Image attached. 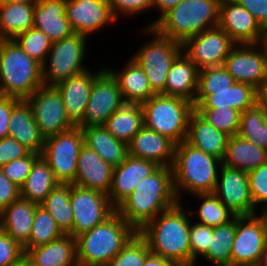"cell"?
Instances as JSON below:
<instances>
[{
	"mask_svg": "<svg viewBox=\"0 0 267 266\" xmlns=\"http://www.w3.org/2000/svg\"><path fill=\"white\" fill-rule=\"evenodd\" d=\"M124 66L119 71L105 65V68L118 81L124 102H138L142 104L156 94L150 87L144 70L135 60L130 57Z\"/></svg>",
	"mask_w": 267,
	"mask_h": 266,
	"instance_id": "obj_31",
	"label": "cell"
},
{
	"mask_svg": "<svg viewBox=\"0 0 267 266\" xmlns=\"http://www.w3.org/2000/svg\"><path fill=\"white\" fill-rule=\"evenodd\" d=\"M222 161L183 141L175 145L173 179L179 202L182 197L199 193H214ZM181 199V200H180Z\"/></svg>",
	"mask_w": 267,
	"mask_h": 266,
	"instance_id": "obj_3",
	"label": "cell"
},
{
	"mask_svg": "<svg viewBox=\"0 0 267 266\" xmlns=\"http://www.w3.org/2000/svg\"><path fill=\"white\" fill-rule=\"evenodd\" d=\"M6 1H8V0H0V4H1V3H4V2H6Z\"/></svg>",
	"mask_w": 267,
	"mask_h": 266,
	"instance_id": "obj_64",
	"label": "cell"
},
{
	"mask_svg": "<svg viewBox=\"0 0 267 266\" xmlns=\"http://www.w3.org/2000/svg\"><path fill=\"white\" fill-rule=\"evenodd\" d=\"M223 66L236 82L257 90L267 72V59L259 44H236Z\"/></svg>",
	"mask_w": 267,
	"mask_h": 266,
	"instance_id": "obj_17",
	"label": "cell"
},
{
	"mask_svg": "<svg viewBox=\"0 0 267 266\" xmlns=\"http://www.w3.org/2000/svg\"><path fill=\"white\" fill-rule=\"evenodd\" d=\"M143 266H176V265L172 261L150 252L146 256Z\"/></svg>",
	"mask_w": 267,
	"mask_h": 266,
	"instance_id": "obj_56",
	"label": "cell"
},
{
	"mask_svg": "<svg viewBox=\"0 0 267 266\" xmlns=\"http://www.w3.org/2000/svg\"><path fill=\"white\" fill-rule=\"evenodd\" d=\"M218 26L235 44H259L263 28L236 0H221Z\"/></svg>",
	"mask_w": 267,
	"mask_h": 266,
	"instance_id": "obj_19",
	"label": "cell"
},
{
	"mask_svg": "<svg viewBox=\"0 0 267 266\" xmlns=\"http://www.w3.org/2000/svg\"><path fill=\"white\" fill-rule=\"evenodd\" d=\"M20 197V187L10 181L0 168V211Z\"/></svg>",
	"mask_w": 267,
	"mask_h": 266,
	"instance_id": "obj_52",
	"label": "cell"
},
{
	"mask_svg": "<svg viewBox=\"0 0 267 266\" xmlns=\"http://www.w3.org/2000/svg\"><path fill=\"white\" fill-rule=\"evenodd\" d=\"M39 205L19 198L1 211V230L22 247L28 242Z\"/></svg>",
	"mask_w": 267,
	"mask_h": 266,
	"instance_id": "obj_29",
	"label": "cell"
},
{
	"mask_svg": "<svg viewBox=\"0 0 267 266\" xmlns=\"http://www.w3.org/2000/svg\"><path fill=\"white\" fill-rule=\"evenodd\" d=\"M87 71L71 76L56 85L63 99L66 114L77 125L84 117L94 80L105 70Z\"/></svg>",
	"mask_w": 267,
	"mask_h": 266,
	"instance_id": "obj_22",
	"label": "cell"
},
{
	"mask_svg": "<svg viewBox=\"0 0 267 266\" xmlns=\"http://www.w3.org/2000/svg\"><path fill=\"white\" fill-rule=\"evenodd\" d=\"M182 0H152V9L157 8L160 14V17L158 19L156 18L155 21H150V23L147 24L146 27H153L154 24L170 9L174 8L176 5H178Z\"/></svg>",
	"mask_w": 267,
	"mask_h": 266,
	"instance_id": "obj_55",
	"label": "cell"
},
{
	"mask_svg": "<svg viewBox=\"0 0 267 266\" xmlns=\"http://www.w3.org/2000/svg\"><path fill=\"white\" fill-rule=\"evenodd\" d=\"M113 169L111 164L84 144L77 159L76 178L73 184L108 195Z\"/></svg>",
	"mask_w": 267,
	"mask_h": 266,
	"instance_id": "obj_21",
	"label": "cell"
},
{
	"mask_svg": "<svg viewBox=\"0 0 267 266\" xmlns=\"http://www.w3.org/2000/svg\"><path fill=\"white\" fill-rule=\"evenodd\" d=\"M40 206L50 213L63 234L71 235L74 217L70 204V184L59 183Z\"/></svg>",
	"mask_w": 267,
	"mask_h": 266,
	"instance_id": "obj_38",
	"label": "cell"
},
{
	"mask_svg": "<svg viewBox=\"0 0 267 266\" xmlns=\"http://www.w3.org/2000/svg\"><path fill=\"white\" fill-rule=\"evenodd\" d=\"M182 202L161 212L139 233L146 239L150 252L172 261L176 266H191L190 210ZM191 217V218H190Z\"/></svg>",
	"mask_w": 267,
	"mask_h": 266,
	"instance_id": "obj_2",
	"label": "cell"
},
{
	"mask_svg": "<svg viewBox=\"0 0 267 266\" xmlns=\"http://www.w3.org/2000/svg\"><path fill=\"white\" fill-rule=\"evenodd\" d=\"M70 204L73 212L71 236L91 230L116 212L107 194L70 184Z\"/></svg>",
	"mask_w": 267,
	"mask_h": 266,
	"instance_id": "obj_11",
	"label": "cell"
},
{
	"mask_svg": "<svg viewBox=\"0 0 267 266\" xmlns=\"http://www.w3.org/2000/svg\"><path fill=\"white\" fill-rule=\"evenodd\" d=\"M141 32L151 35L153 39L141 45L131 58L144 70L152 90L165 95L168 71L182 52V43L162 36L152 27L144 26Z\"/></svg>",
	"mask_w": 267,
	"mask_h": 266,
	"instance_id": "obj_8",
	"label": "cell"
},
{
	"mask_svg": "<svg viewBox=\"0 0 267 266\" xmlns=\"http://www.w3.org/2000/svg\"><path fill=\"white\" fill-rule=\"evenodd\" d=\"M237 135L267 150V108L256 103L242 112Z\"/></svg>",
	"mask_w": 267,
	"mask_h": 266,
	"instance_id": "obj_39",
	"label": "cell"
},
{
	"mask_svg": "<svg viewBox=\"0 0 267 266\" xmlns=\"http://www.w3.org/2000/svg\"><path fill=\"white\" fill-rule=\"evenodd\" d=\"M19 101L14 97L0 96V139L9 136V120L14 106Z\"/></svg>",
	"mask_w": 267,
	"mask_h": 266,
	"instance_id": "obj_53",
	"label": "cell"
},
{
	"mask_svg": "<svg viewBox=\"0 0 267 266\" xmlns=\"http://www.w3.org/2000/svg\"><path fill=\"white\" fill-rule=\"evenodd\" d=\"M150 253L146 239L136 232L122 250L105 266H143Z\"/></svg>",
	"mask_w": 267,
	"mask_h": 266,
	"instance_id": "obj_43",
	"label": "cell"
},
{
	"mask_svg": "<svg viewBox=\"0 0 267 266\" xmlns=\"http://www.w3.org/2000/svg\"><path fill=\"white\" fill-rule=\"evenodd\" d=\"M172 167L160 166L117 207L116 212L137 232L158 214L177 205Z\"/></svg>",
	"mask_w": 267,
	"mask_h": 266,
	"instance_id": "obj_1",
	"label": "cell"
},
{
	"mask_svg": "<svg viewBox=\"0 0 267 266\" xmlns=\"http://www.w3.org/2000/svg\"><path fill=\"white\" fill-rule=\"evenodd\" d=\"M9 136L15 138L31 152L42 154L45 139L35 122L32 109L26 100L13 108L9 120Z\"/></svg>",
	"mask_w": 267,
	"mask_h": 266,
	"instance_id": "obj_28",
	"label": "cell"
},
{
	"mask_svg": "<svg viewBox=\"0 0 267 266\" xmlns=\"http://www.w3.org/2000/svg\"><path fill=\"white\" fill-rule=\"evenodd\" d=\"M65 13L72 30L87 37L118 21L107 0H66Z\"/></svg>",
	"mask_w": 267,
	"mask_h": 266,
	"instance_id": "obj_18",
	"label": "cell"
},
{
	"mask_svg": "<svg viewBox=\"0 0 267 266\" xmlns=\"http://www.w3.org/2000/svg\"><path fill=\"white\" fill-rule=\"evenodd\" d=\"M84 144L93 149L113 167L122 164L128 155V145L115 138L104 125L81 128Z\"/></svg>",
	"mask_w": 267,
	"mask_h": 266,
	"instance_id": "obj_33",
	"label": "cell"
},
{
	"mask_svg": "<svg viewBox=\"0 0 267 266\" xmlns=\"http://www.w3.org/2000/svg\"><path fill=\"white\" fill-rule=\"evenodd\" d=\"M41 156L31 152L29 155L8 162L1 167L3 174L18 187H21L30 174L34 162Z\"/></svg>",
	"mask_w": 267,
	"mask_h": 266,
	"instance_id": "obj_47",
	"label": "cell"
},
{
	"mask_svg": "<svg viewBox=\"0 0 267 266\" xmlns=\"http://www.w3.org/2000/svg\"><path fill=\"white\" fill-rule=\"evenodd\" d=\"M141 106L144 126L168 137L175 144L186 140L194 103L181 97L155 94Z\"/></svg>",
	"mask_w": 267,
	"mask_h": 266,
	"instance_id": "obj_7",
	"label": "cell"
},
{
	"mask_svg": "<svg viewBox=\"0 0 267 266\" xmlns=\"http://www.w3.org/2000/svg\"><path fill=\"white\" fill-rule=\"evenodd\" d=\"M25 255L34 266H78L76 239L69 234L28 249Z\"/></svg>",
	"mask_w": 267,
	"mask_h": 266,
	"instance_id": "obj_30",
	"label": "cell"
},
{
	"mask_svg": "<svg viewBox=\"0 0 267 266\" xmlns=\"http://www.w3.org/2000/svg\"><path fill=\"white\" fill-rule=\"evenodd\" d=\"M26 101L44 139L76 126L67 116L62 96L56 86L42 85Z\"/></svg>",
	"mask_w": 267,
	"mask_h": 266,
	"instance_id": "obj_12",
	"label": "cell"
},
{
	"mask_svg": "<svg viewBox=\"0 0 267 266\" xmlns=\"http://www.w3.org/2000/svg\"><path fill=\"white\" fill-rule=\"evenodd\" d=\"M160 166L150 160L132 157L129 154L124 162L113 169L108 197L117 207L143 179L153 174Z\"/></svg>",
	"mask_w": 267,
	"mask_h": 266,
	"instance_id": "obj_20",
	"label": "cell"
},
{
	"mask_svg": "<svg viewBox=\"0 0 267 266\" xmlns=\"http://www.w3.org/2000/svg\"><path fill=\"white\" fill-rule=\"evenodd\" d=\"M124 103L118 81L105 69L91 87L83 119L78 127L104 125L107 119Z\"/></svg>",
	"mask_w": 267,
	"mask_h": 266,
	"instance_id": "obj_14",
	"label": "cell"
},
{
	"mask_svg": "<svg viewBox=\"0 0 267 266\" xmlns=\"http://www.w3.org/2000/svg\"><path fill=\"white\" fill-rule=\"evenodd\" d=\"M259 45L262 47L267 59V26L263 28Z\"/></svg>",
	"mask_w": 267,
	"mask_h": 266,
	"instance_id": "obj_58",
	"label": "cell"
},
{
	"mask_svg": "<svg viewBox=\"0 0 267 266\" xmlns=\"http://www.w3.org/2000/svg\"><path fill=\"white\" fill-rule=\"evenodd\" d=\"M13 266H34V264L24 254Z\"/></svg>",
	"mask_w": 267,
	"mask_h": 266,
	"instance_id": "obj_59",
	"label": "cell"
},
{
	"mask_svg": "<svg viewBox=\"0 0 267 266\" xmlns=\"http://www.w3.org/2000/svg\"><path fill=\"white\" fill-rule=\"evenodd\" d=\"M214 194L236 216L257 214L249 184L248 173L223 164L218 172Z\"/></svg>",
	"mask_w": 267,
	"mask_h": 266,
	"instance_id": "obj_15",
	"label": "cell"
},
{
	"mask_svg": "<svg viewBox=\"0 0 267 266\" xmlns=\"http://www.w3.org/2000/svg\"><path fill=\"white\" fill-rule=\"evenodd\" d=\"M260 211H259L258 215L263 220V223L265 226L266 238H267V207L261 209Z\"/></svg>",
	"mask_w": 267,
	"mask_h": 266,
	"instance_id": "obj_60",
	"label": "cell"
},
{
	"mask_svg": "<svg viewBox=\"0 0 267 266\" xmlns=\"http://www.w3.org/2000/svg\"><path fill=\"white\" fill-rule=\"evenodd\" d=\"M257 103L267 108V72L257 89Z\"/></svg>",
	"mask_w": 267,
	"mask_h": 266,
	"instance_id": "obj_57",
	"label": "cell"
},
{
	"mask_svg": "<svg viewBox=\"0 0 267 266\" xmlns=\"http://www.w3.org/2000/svg\"><path fill=\"white\" fill-rule=\"evenodd\" d=\"M87 36L73 33L71 36L53 42L45 62L42 64L43 83L56 86L71 76L88 70L84 66L88 48ZM49 60V61H48Z\"/></svg>",
	"mask_w": 267,
	"mask_h": 266,
	"instance_id": "obj_9",
	"label": "cell"
},
{
	"mask_svg": "<svg viewBox=\"0 0 267 266\" xmlns=\"http://www.w3.org/2000/svg\"><path fill=\"white\" fill-rule=\"evenodd\" d=\"M239 266H258V264H248V265H239Z\"/></svg>",
	"mask_w": 267,
	"mask_h": 266,
	"instance_id": "obj_63",
	"label": "cell"
},
{
	"mask_svg": "<svg viewBox=\"0 0 267 266\" xmlns=\"http://www.w3.org/2000/svg\"><path fill=\"white\" fill-rule=\"evenodd\" d=\"M58 184L48 162L41 155L20 187V195L21 198L40 205Z\"/></svg>",
	"mask_w": 267,
	"mask_h": 266,
	"instance_id": "obj_36",
	"label": "cell"
},
{
	"mask_svg": "<svg viewBox=\"0 0 267 266\" xmlns=\"http://www.w3.org/2000/svg\"><path fill=\"white\" fill-rule=\"evenodd\" d=\"M221 0H182L152 28L183 43L187 38L218 26Z\"/></svg>",
	"mask_w": 267,
	"mask_h": 266,
	"instance_id": "obj_6",
	"label": "cell"
},
{
	"mask_svg": "<svg viewBox=\"0 0 267 266\" xmlns=\"http://www.w3.org/2000/svg\"><path fill=\"white\" fill-rule=\"evenodd\" d=\"M117 20L119 16L134 17L152 8V0H107ZM134 15V16H133Z\"/></svg>",
	"mask_w": 267,
	"mask_h": 266,
	"instance_id": "obj_49",
	"label": "cell"
},
{
	"mask_svg": "<svg viewBox=\"0 0 267 266\" xmlns=\"http://www.w3.org/2000/svg\"><path fill=\"white\" fill-rule=\"evenodd\" d=\"M228 139V135L210 125L195 110L192 112L185 140L189 145L222 161Z\"/></svg>",
	"mask_w": 267,
	"mask_h": 266,
	"instance_id": "obj_27",
	"label": "cell"
},
{
	"mask_svg": "<svg viewBox=\"0 0 267 266\" xmlns=\"http://www.w3.org/2000/svg\"><path fill=\"white\" fill-rule=\"evenodd\" d=\"M194 197L202 201L197 210H193L194 213L189 208L192 219L197 218V223L216 227L228 223L236 216L214 193H199L194 194ZM195 212L198 217L194 215Z\"/></svg>",
	"mask_w": 267,
	"mask_h": 266,
	"instance_id": "obj_40",
	"label": "cell"
},
{
	"mask_svg": "<svg viewBox=\"0 0 267 266\" xmlns=\"http://www.w3.org/2000/svg\"><path fill=\"white\" fill-rule=\"evenodd\" d=\"M0 230H1V211H0Z\"/></svg>",
	"mask_w": 267,
	"mask_h": 266,
	"instance_id": "obj_65",
	"label": "cell"
},
{
	"mask_svg": "<svg viewBox=\"0 0 267 266\" xmlns=\"http://www.w3.org/2000/svg\"><path fill=\"white\" fill-rule=\"evenodd\" d=\"M64 235L58 228L54 218L42 206L35 211L33 226L28 242L23 246L24 253L41 245H45Z\"/></svg>",
	"mask_w": 267,
	"mask_h": 266,
	"instance_id": "obj_41",
	"label": "cell"
},
{
	"mask_svg": "<svg viewBox=\"0 0 267 266\" xmlns=\"http://www.w3.org/2000/svg\"><path fill=\"white\" fill-rule=\"evenodd\" d=\"M175 145L168 137L143 126L128 144V154L159 166L172 167Z\"/></svg>",
	"mask_w": 267,
	"mask_h": 266,
	"instance_id": "obj_23",
	"label": "cell"
},
{
	"mask_svg": "<svg viewBox=\"0 0 267 266\" xmlns=\"http://www.w3.org/2000/svg\"><path fill=\"white\" fill-rule=\"evenodd\" d=\"M14 40L30 57L41 64L45 62L53 43L45 33L35 27L20 33Z\"/></svg>",
	"mask_w": 267,
	"mask_h": 266,
	"instance_id": "obj_44",
	"label": "cell"
},
{
	"mask_svg": "<svg viewBox=\"0 0 267 266\" xmlns=\"http://www.w3.org/2000/svg\"><path fill=\"white\" fill-rule=\"evenodd\" d=\"M211 237H213V227L197 223L191 220L190 225V251L191 266H198V259L208 250Z\"/></svg>",
	"mask_w": 267,
	"mask_h": 266,
	"instance_id": "obj_46",
	"label": "cell"
},
{
	"mask_svg": "<svg viewBox=\"0 0 267 266\" xmlns=\"http://www.w3.org/2000/svg\"><path fill=\"white\" fill-rule=\"evenodd\" d=\"M266 244L265 226L259 215L237 216L231 266L258 264Z\"/></svg>",
	"mask_w": 267,
	"mask_h": 266,
	"instance_id": "obj_16",
	"label": "cell"
},
{
	"mask_svg": "<svg viewBox=\"0 0 267 266\" xmlns=\"http://www.w3.org/2000/svg\"><path fill=\"white\" fill-rule=\"evenodd\" d=\"M258 266H267V244L261 253L260 260L258 262Z\"/></svg>",
	"mask_w": 267,
	"mask_h": 266,
	"instance_id": "obj_61",
	"label": "cell"
},
{
	"mask_svg": "<svg viewBox=\"0 0 267 266\" xmlns=\"http://www.w3.org/2000/svg\"><path fill=\"white\" fill-rule=\"evenodd\" d=\"M143 126V110L138 102H124L104 124L115 138L127 145Z\"/></svg>",
	"mask_w": 267,
	"mask_h": 266,
	"instance_id": "obj_34",
	"label": "cell"
},
{
	"mask_svg": "<svg viewBox=\"0 0 267 266\" xmlns=\"http://www.w3.org/2000/svg\"><path fill=\"white\" fill-rule=\"evenodd\" d=\"M247 9L264 28L267 26V0H236Z\"/></svg>",
	"mask_w": 267,
	"mask_h": 266,
	"instance_id": "obj_54",
	"label": "cell"
},
{
	"mask_svg": "<svg viewBox=\"0 0 267 266\" xmlns=\"http://www.w3.org/2000/svg\"><path fill=\"white\" fill-rule=\"evenodd\" d=\"M195 111L210 125L229 137L237 135L241 113L228 108H195Z\"/></svg>",
	"mask_w": 267,
	"mask_h": 266,
	"instance_id": "obj_42",
	"label": "cell"
},
{
	"mask_svg": "<svg viewBox=\"0 0 267 266\" xmlns=\"http://www.w3.org/2000/svg\"><path fill=\"white\" fill-rule=\"evenodd\" d=\"M235 82L223 65L199 69L198 90L228 89Z\"/></svg>",
	"mask_w": 267,
	"mask_h": 266,
	"instance_id": "obj_45",
	"label": "cell"
},
{
	"mask_svg": "<svg viewBox=\"0 0 267 266\" xmlns=\"http://www.w3.org/2000/svg\"><path fill=\"white\" fill-rule=\"evenodd\" d=\"M199 68L182 51L173 61L167 75L165 95L184 98L195 104Z\"/></svg>",
	"mask_w": 267,
	"mask_h": 266,
	"instance_id": "obj_26",
	"label": "cell"
},
{
	"mask_svg": "<svg viewBox=\"0 0 267 266\" xmlns=\"http://www.w3.org/2000/svg\"><path fill=\"white\" fill-rule=\"evenodd\" d=\"M24 254L23 247L0 230V266H13Z\"/></svg>",
	"mask_w": 267,
	"mask_h": 266,
	"instance_id": "obj_50",
	"label": "cell"
},
{
	"mask_svg": "<svg viewBox=\"0 0 267 266\" xmlns=\"http://www.w3.org/2000/svg\"><path fill=\"white\" fill-rule=\"evenodd\" d=\"M66 0H39L35 4L33 27L45 33L52 42L75 33L66 16Z\"/></svg>",
	"mask_w": 267,
	"mask_h": 266,
	"instance_id": "obj_25",
	"label": "cell"
},
{
	"mask_svg": "<svg viewBox=\"0 0 267 266\" xmlns=\"http://www.w3.org/2000/svg\"><path fill=\"white\" fill-rule=\"evenodd\" d=\"M267 162V150L238 135L229 137L222 164L250 172Z\"/></svg>",
	"mask_w": 267,
	"mask_h": 266,
	"instance_id": "obj_32",
	"label": "cell"
},
{
	"mask_svg": "<svg viewBox=\"0 0 267 266\" xmlns=\"http://www.w3.org/2000/svg\"><path fill=\"white\" fill-rule=\"evenodd\" d=\"M42 85V64L30 57L14 39H0L2 96L26 100Z\"/></svg>",
	"mask_w": 267,
	"mask_h": 266,
	"instance_id": "obj_5",
	"label": "cell"
},
{
	"mask_svg": "<svg viewBox=\"0 0 267 266\" xmlns=\"http://www.w3.org/2000/svg\"><path fill=\"white\" fill-rule=\"evenodd\" d=\"M36 3L6 1L0 4V39H14L33 27Z\"/></svg>",
	"mask_w": 267,
	"mask_h": 266,
	"instance_id": "obj_35",
	"label": "cell"
},
{
	"mask_svg": "<svg viewBox=\"0 0 267 266\" xmlns=\"http://www.w3.org/2000/svg\"><path fill=\"white\" fill-rule=\"evenodd\" d=\"M237 229V216L228 223L213 227L207 252L201 257L215 266H231L232 245Z\"/></svg>",
	"mask_w": 267,
	"mask_h": 266,
	"instance_id": "obj_37",
	"label": "cell"
},
{
	"mask_svg": "<svg viewBox=\"0 0 267 266\" xmlns=\"http://www.w3.org/2000/svg\"><path fill=\"white\" fill-rule=\"evenodd\" d=\"M12 2H22V3H37L39 0H8Z\"/></svg>",
	"mask_w": 267,
	"mask_h": 266,
	"instance_id": "obj_62",
	"label": "cell"
},
{
	"mask_svg": "<svg viewBox=\"0 0 267 266\" xmlns=\"http://www.w3.org/2000/svg\"><path fill=\"white\" fill-rule=\"evenodd\" d=\"M235 45L230 36L216 26L187 38L182 43V51L202 69L224 65Z\"/></svg>",
	"mask_w": 267,
	"mask_h": 266,
	"instance_id": "obj_13",
	"label": "cell"
},
{
	"mask_svg": "<svg viewBox=\"0 0 267 266\" xmlns=\"http://www.w3.org/2000/svg\"><path fill=\"white\" fill-rule=\"evenodd\" d=\"M248 177L254 207L259 211L267 207V162L248 172Z\"/></svg>",
	"mask_w": 267,
	"mask_h": 266,
	"instance_id": "obj_48",
	"label": "cell"
},
{
	"mask_svg": "<svg viewBox=\"0 0 267 266\" xmlns=\"http://www.w3.org/2000/svg\"><path fill=\"white\" fill-rule=\"evenodd\" d=\"M257 103V90L252 86L235 82L228 89L197 90L195 108H234L240 113Z\"/></svg>",
	"mask_w": 267,
	"mask_h": 266,
	"instance_id": "obj_24",
	"label": "cell"
},
{
	"mask_svg": "<svg viewBox=\"0 0 267 266\" xmlns=\"http://www.w3.org/2000/svg\"><path fill=\"white\" fill-rule=\"evenodd\" d=\"M137 231L117 212L77 237L78 266H105Z\"/></svg>",
	"mask_w": 267,
	"mask_h": 266,
	"instance_id": "obj_4",
	"label": "cell"
},
{
	"mask_svg": "<svg viewBox=\"0 0 267 266\" xmlns=\"http://www.w3.org/2000/svg\"><path fill=\"white\" fill-rule=\"evenodd\" d=\"M30 153L29 149L13 137L8 136L0 139V168L8 162L27 156Z\"/></svg>",
	"mask_w": 267,
	"mask_h": 266,
	"instance_id": "obj_51",
	"label": "cell"
},
{
	"mask_svg": "<svg viewBox=\"0 0 267 266\" xmlns=\"http://www.w3.org/2000/svg\"><path fill=\"white\" fill-rule=\"evenodd\" d=\"M83 145L84 134L78 126L45 139L41 155L48 162L59 183H74L77 159Z\"/></svg>",
	"mask_w": 267,
	"mask_h": 266,
	"instance_id": "obj_10",
	"label": "cell"
}]
</instances>
